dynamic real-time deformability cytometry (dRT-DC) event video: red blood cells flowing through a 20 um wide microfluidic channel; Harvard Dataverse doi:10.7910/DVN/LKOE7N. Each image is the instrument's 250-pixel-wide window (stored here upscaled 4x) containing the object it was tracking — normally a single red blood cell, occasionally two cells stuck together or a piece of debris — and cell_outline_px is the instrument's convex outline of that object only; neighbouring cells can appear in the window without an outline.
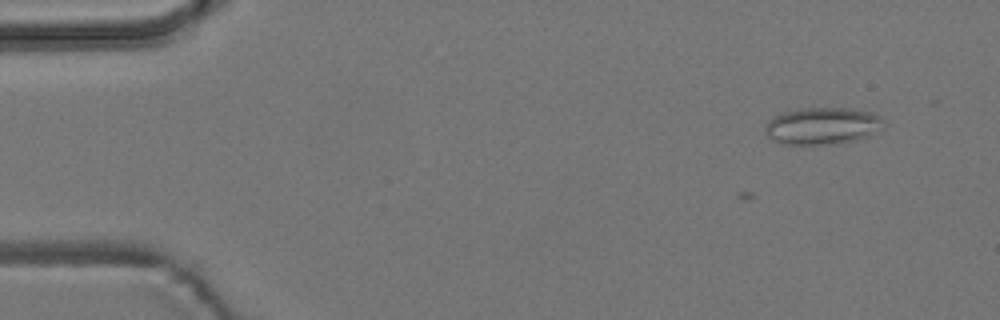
{"species": "common noctule bat (a hibernating species)", "species_latin": "Nyctalus noctula", "temperature_condition": "room temperature", "stored_images_in_passage": 2, "camera_frame_rate_fps": 3000, "um_per_image_px": 0.085, "animal": {"sex": "male", "body_mass_g": 19.2, "forearm_length_mm": 51.8}, "frame": {"image": 1, "passage_image": 2, "time_ms": 0.333, "image_size_px": [1000, 320], "cell_outline_px": [[884, 128], [868, 136], [856, 140], [832, 144], [784, 144], [772, 140], [768, 136], [764, 128], [768, 120], [772, 116], [784, 112], [800, 108], [852, 108], [872, 112], [880, 116], [884, 120]], "centroid_in_image_um": [69.92, 10.69], "position_along_channel_um": 15.1, "area_um2": 25.84}}